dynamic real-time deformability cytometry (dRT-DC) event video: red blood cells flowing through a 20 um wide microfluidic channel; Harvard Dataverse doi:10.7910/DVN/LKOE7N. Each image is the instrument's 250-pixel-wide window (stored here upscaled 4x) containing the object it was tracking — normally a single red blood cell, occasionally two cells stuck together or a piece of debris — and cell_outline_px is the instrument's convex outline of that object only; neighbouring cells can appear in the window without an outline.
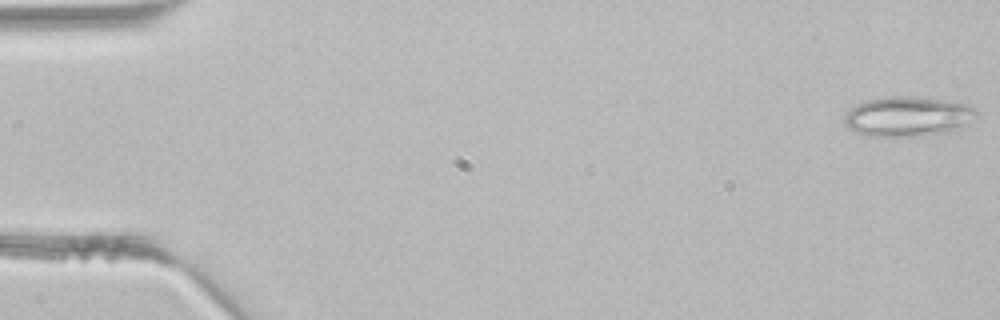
{"species": "common noctule bat (a hibernating species)", "species_latin": "Nyctalus noctula", "temperature_condition": "room temperature", "stored_images_in_passage": 8, "segment_of_instrument_passage": [1, 2], "camera_frame_rate_fps": 3000, "um_per_image_px": 0.085, "animal": {"sex": "male", "body_mass_g": 21.5, "forearm_length_mm": 52.0}, "frame": {"image": 1, "passage_image": 1, "time_ms": 0.0, "image_size_px": [1000, 320], "cell_outline_px": [[976, 112], [956, 132], [904, 136], [864, 136], [848, 128], [844, 124], [844, 116], [856, 104], [864, 100], [888, 96], [912, 96], [944, 100], [968, 104], [976, 108]], "centroid_in_image_um": [77.11, 9.89], "position_along_channel_um": 7.9, "area_um2": 30.63}}